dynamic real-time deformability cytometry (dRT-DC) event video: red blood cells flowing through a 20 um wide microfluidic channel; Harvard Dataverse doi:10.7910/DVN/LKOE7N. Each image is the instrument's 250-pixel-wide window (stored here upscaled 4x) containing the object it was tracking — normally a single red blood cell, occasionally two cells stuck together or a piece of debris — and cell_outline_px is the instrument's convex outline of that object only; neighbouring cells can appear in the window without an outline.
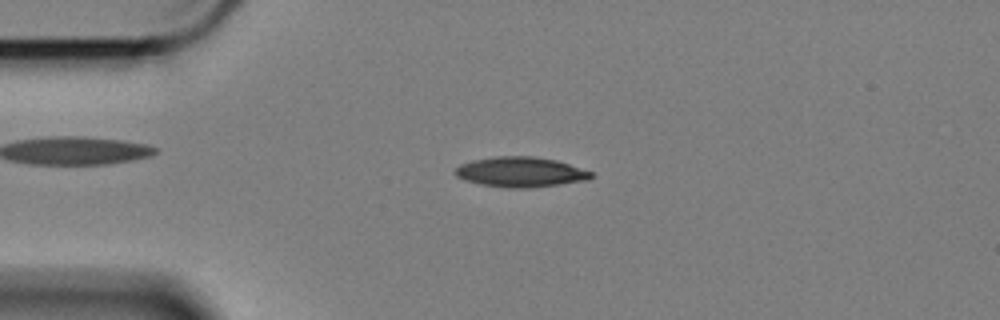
{"species": "Egyptian fruit bat (a non-hibernating species)", "species_latin": "Rousettus aegyptiacus", "temperature_condition": "cold", "stored_images_in_passage": 54, "camera_frame_rate_fps": 3000, "um_per_image_px": 0.085, "animal": {"sex": "female"}, "frame": {"image": 1, "passage_image": 9, "time_ms": 2.667, "image_size_px": [1000, 320], "cell_outline_px": [[592, 176], [588, 180], [532, 188], [504, 188], [480, 184], [464, 180], [456, 176], [452, 172], [460, 164], [472, 160], [496, 156], [532, 156], [556, 160], [592, 172]], "centroid_in_image_um": [44.2, 14.63], "position_along_channel_um": 40.8, "area_um2": 23.93}}
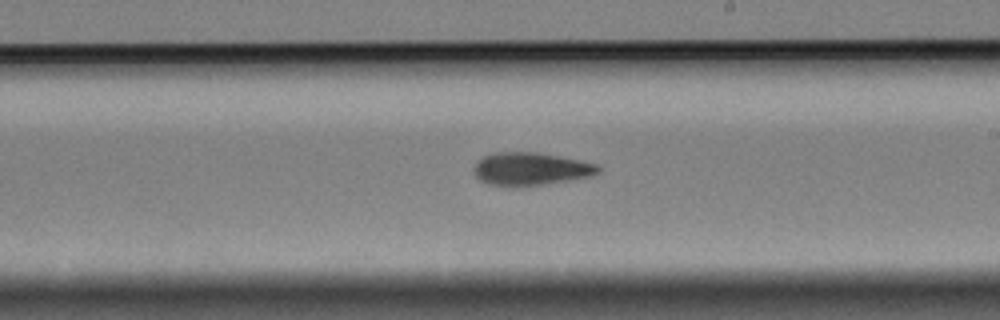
{"frame": {"image": 2, "passage_image": 29, "time_ms": 9.333, "image_size_px": [1000, 320], "cell_outline_px": [[600, 172], [592, 176], [516, 188], [512, 188], [488, 184], [480, 180], [476, 176], [472, 168], [484, 156], [492, 152], [536, 152], [596, 164], [600, 168]], "centroid_in_image_um": [45.04, 14.38], "position_along_channel_um": 244.0, "area_um2": 23.76}}
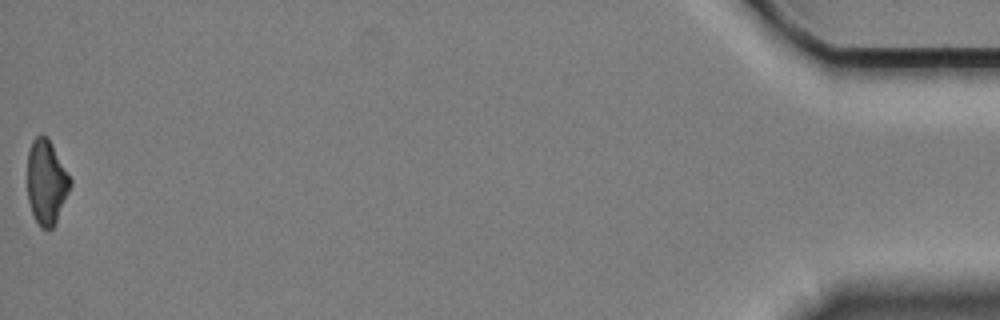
{"frame": {"image": 3, "passage_image": 54, "time_ms": 17.667, "image_size_px": [1000, 320], "cell_outline_px": [[72, 184], [56, 224], [48, 232], [40, 228], [32, 212], [28, 200], [28, 152], [32, 140], [36, 136], [48, 136], [72, 180]], "centroid_in_image_um": [3.96, 15.52], "position_along_channel_um": 431.2, "area_um2": 21.33}, "authors_computed_cell_mechanics": {"area_um2": 23.0333, "velocity_mm_per_s": 3.3968, "shape_relaxation_time_tau1_ms": 6.0739, "shape_relaxation_time_tau2_ms": 5.3654, "deformation_change_tau1": 0.1483, "deformation_change_tau2": 0.1299}}